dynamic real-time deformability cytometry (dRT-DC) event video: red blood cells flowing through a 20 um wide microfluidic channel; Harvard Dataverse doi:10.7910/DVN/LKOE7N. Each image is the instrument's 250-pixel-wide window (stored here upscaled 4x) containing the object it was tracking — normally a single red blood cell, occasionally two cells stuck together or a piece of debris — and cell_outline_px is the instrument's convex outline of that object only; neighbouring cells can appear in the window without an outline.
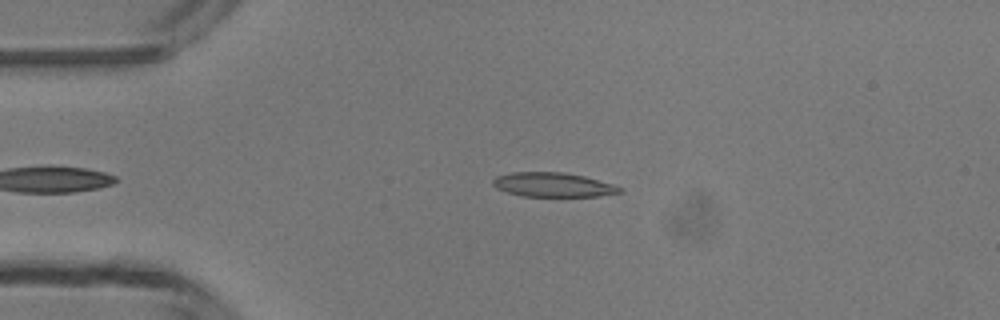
{"species": "common noctule bat (a hibernating species)", "species_latin": "Nyctalus noctula", "temperature_condition": "room temperature", "stored_images_in_passage": 5, "camera_frame_rate_fps": 3000, "um_per_image_px": 0.085, "animal": {"sex": "male", "body_mass_g": 13.3}, "frame": {"image": 1, "passage_image": 5, "time_ms": 4.667, "image_size_px": [1000, 320], "cell_outline_px": [[624, 192], [600, 196], [524, 196], [508, 192], [496, 188], [492, 184], [492, 180], [496, 176], [512, 172], [564, 172], [584, 176], [612, 184], [624, 188]], "centroid_in_image_um": [47.03, 15.7], "position_along_channel_um": 38.0, "area_um2": 17.98}}